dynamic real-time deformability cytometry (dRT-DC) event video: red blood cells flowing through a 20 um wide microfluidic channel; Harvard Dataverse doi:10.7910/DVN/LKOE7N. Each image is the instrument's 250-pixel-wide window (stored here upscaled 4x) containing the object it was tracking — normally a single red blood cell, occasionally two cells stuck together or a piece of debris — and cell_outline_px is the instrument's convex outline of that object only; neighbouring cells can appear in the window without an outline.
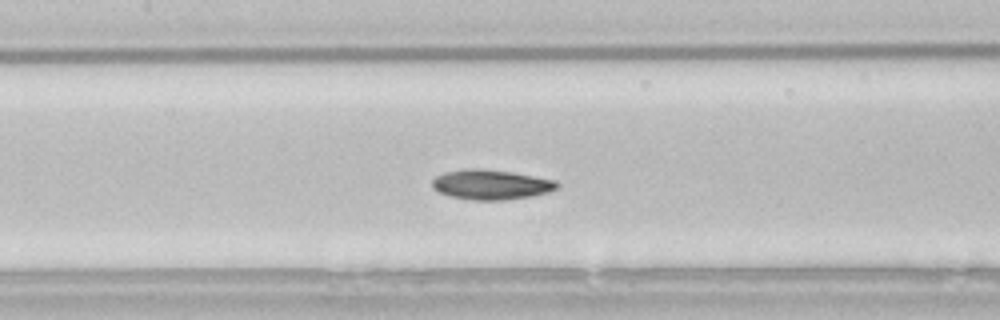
{"species": "common noctule bat (a hibernating species)", "species_latin": "Nyctalus noctula", "temperature_condition": "room temperature", "stored_images_in_passage": 53, "camera_frame_rate_fps": 3000, "um_per_image_px": 0.085, "animal": {"sex": "male", "body_mass_g": 21.5, "forearm_length_mm": 52.0}, "frame": {"image": 1, "passage_image": 23, "time_ms": 7.333, "image_size_px": [1000, 320], "cell_outline_px": [[560, 184], [556, 188], [548, 192], [532, 196], [504, 200], [476, 200], [452, 196], [440, 192], [432, 188], [432, 180], [436, 176], [444, 172], [468, 168], [480, 168], [512, 172], [556, 180]], "centroid_in_image_um": [41.74, 15.68], "position_along_channel_um": 165.7, "area_um2": 21.68}}
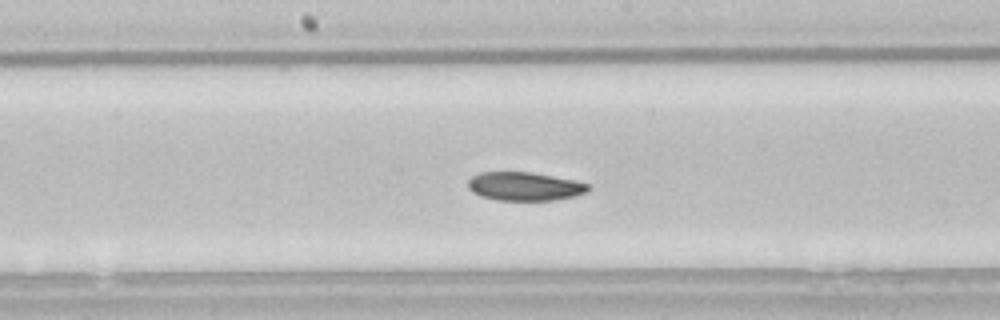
{"frame": {"image": 2, "passage_image": 26, "time_ms": 8.333, "image_size_px": [1000, 320], "cell_outline_px": [[592, 188], [588, 192], [576, 196], [552, 200], [496, 200], [480, 196], [472, 192], [468, 188], [468, 180], [472, 176], [480, 172], [532, 172], [576, 180], [592, 184]], "centroid_in_image_um": [44.64, 15.84], "position_along_channel_um": 203.6, "area_um2": 20.35}}
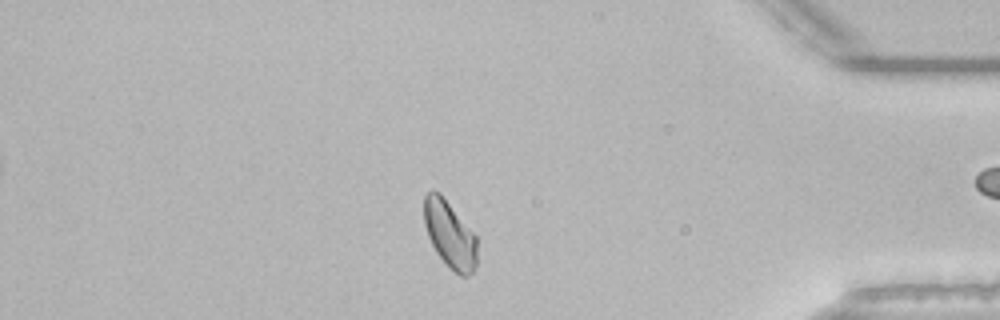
{"frame": {"image": 3, "passage_image": 44, "time_ms": 14.333, "image_size_px": [1000, 320], "cell_outline_px": [[476, 264], [472, 272], [468, 276], [460, 276], [444, 264], [436, 252], [428, 236], [424, 224], [424, 196], [432, 188], [440, 192], [476, 236]], "centroid_in_image_um": [38.2, 19.92], "position_along_channel_um": 397.0, "area_um2": 20.75}, "authors_computed_cell_mechanics": {"area_um2": 21.0392, "velocity_mm_per_s": 3.8047, "shape_relaxation_time_tau1_ms": 8.2605, "shape_relaxation_time_tau2_ms": null, "deformation_change_tau1": 0.1454, "deformation_change_tau2": null}}